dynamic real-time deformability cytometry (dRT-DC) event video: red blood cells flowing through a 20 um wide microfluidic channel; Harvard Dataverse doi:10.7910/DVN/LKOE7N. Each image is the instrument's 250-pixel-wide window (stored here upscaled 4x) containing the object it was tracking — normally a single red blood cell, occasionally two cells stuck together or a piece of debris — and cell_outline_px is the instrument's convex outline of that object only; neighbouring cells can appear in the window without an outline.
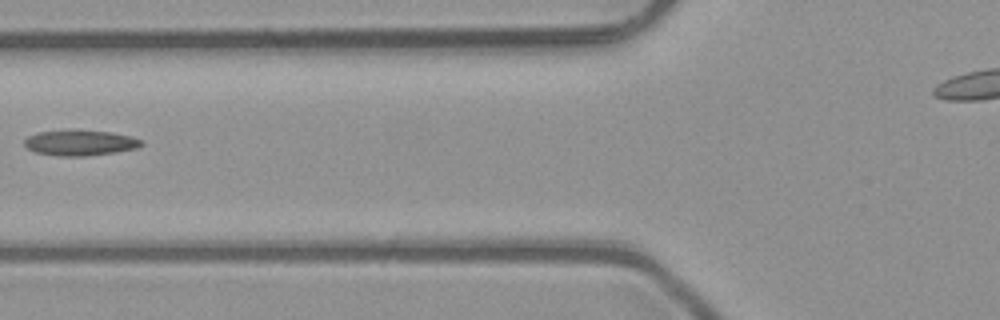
{"species": "common noctule bat (a hibernating species)", "species_latin": "Nyctalus noctula", "temperature_condition": "room temperature", "stored_images_in_passage": 2, "camera_frame_rate_fps": 3000, "um_per_image_px": 0.085, "animal": {"sex": "male", "body_mass_g": 23.1, "forearm_length_mm": 52.7}, "frame": {"image": 1, "passage_image": 2, "time_ms": 0.333, "image_size_px": [1000, 320], "cell_outline_px": [[144, 144], [136, 148], [116, 152], [88, 156], [56, 156], [36, 152], [28, 148], [24, 144], [24, 140], [28, 136], [40, 132], [72, 128], [76, 128], [108, 132], [132, 136], [140, 140]], "centroid_in_image_um": [6.79, 12.12], "position_along_channel_um": 119.0, "area_um2": 17.74}}